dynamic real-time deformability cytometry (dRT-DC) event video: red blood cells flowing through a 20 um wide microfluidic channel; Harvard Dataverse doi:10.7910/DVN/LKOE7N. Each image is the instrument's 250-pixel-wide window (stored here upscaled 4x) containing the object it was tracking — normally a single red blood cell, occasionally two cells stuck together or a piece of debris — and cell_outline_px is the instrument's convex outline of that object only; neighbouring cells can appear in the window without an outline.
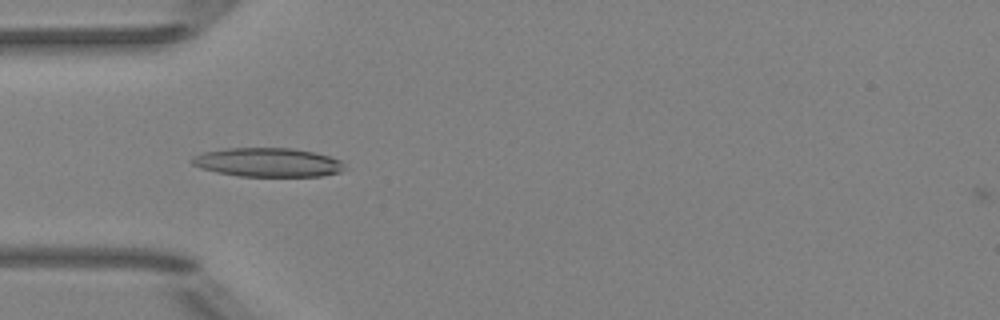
{"species": "Egyptian fruit bat (a non-hibernating species)", "species_latin": "Rousettus aegyptiacus", "temperature_condition": "room temperature", "stored_images_in_passage": 37, "camera_frame_rate_fps": 3000, "um_per_image_px": 0.085, "animal": {"sex": "female"}, "frame": {"image": 1, "passage_image": 3, "time_ms": 0.667, "image_size_px": [1000, 320], "cell_outline_px": [[344, 168], [340, 172], [320, 176], [240, 176], [216, 172], [200, 168], [192, 164], [188, 160], [192, 156], [204, 152], [228, 148], [292, 148], [312, 152], [328, 156], [340, 160], [344, 164]], "centroid_in_image_um": [22.71, 13.8], "position_along_channel_um": 62.3, "area_um2": 25.66}}
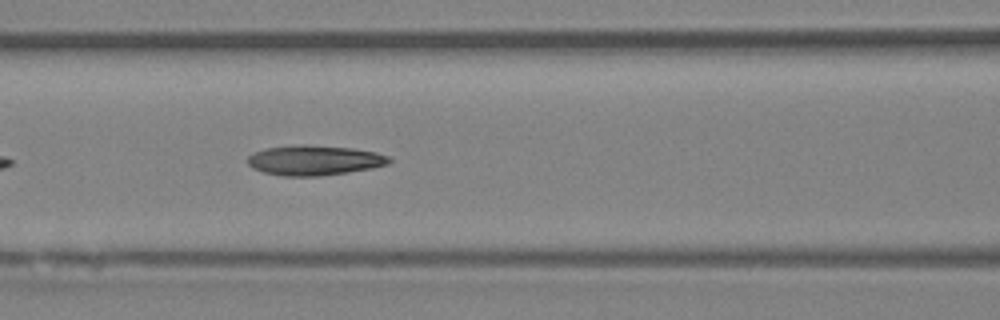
{"frame": {"image": 2, "passage_image": 9, "time_ms": 2.667, "image_size_px": [1000, 320], "cell_outline_px": [[392, 160], [388, 164], [372, 168], [348, 172], [320, 176], [284, 176], [264, 172], [252, 168], [248, 164], [248, 156], [252, 152], [264, 148], [300, 144], [308, 144], [352, 148], [376, 152], [388, 156]], "centroid_in_image_um": [26.7, 13.61], "position_along_channel_um": 139.9, "area_um2": 24.91}}
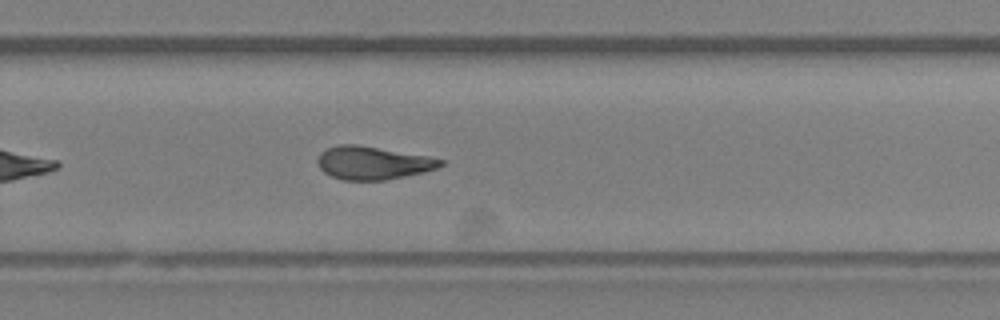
{"frame": {"image": 3, "passage_image": 21, "time_ms": 6.667, "image_size_px": [1000, 320], "cell_outline_px": [[444, 164], [436, 168], [424, 172], [384, 180], [344, 180], [332, 176], [324, 172], [320, 168], [316, 160], [320, 152], [328, 148], [340, 144], [356, 144], [428, 156], [444, 160]], "centroid_in_image_um": [31.68, 13.84], "position_along_channel_um": 298.1, "area_um2": 23.58}, "authors_computed_cell_mechanics": {"area_um2": 23.9292, "velocity_mm_per_s": 3.9643, "shape_relaxation_time_tau1_ms": null, "shape_relaxation_time_tau2_ms": 4.4374, "deformation_change_tau1": null, "deformation_change_tau2": 0.1292}}